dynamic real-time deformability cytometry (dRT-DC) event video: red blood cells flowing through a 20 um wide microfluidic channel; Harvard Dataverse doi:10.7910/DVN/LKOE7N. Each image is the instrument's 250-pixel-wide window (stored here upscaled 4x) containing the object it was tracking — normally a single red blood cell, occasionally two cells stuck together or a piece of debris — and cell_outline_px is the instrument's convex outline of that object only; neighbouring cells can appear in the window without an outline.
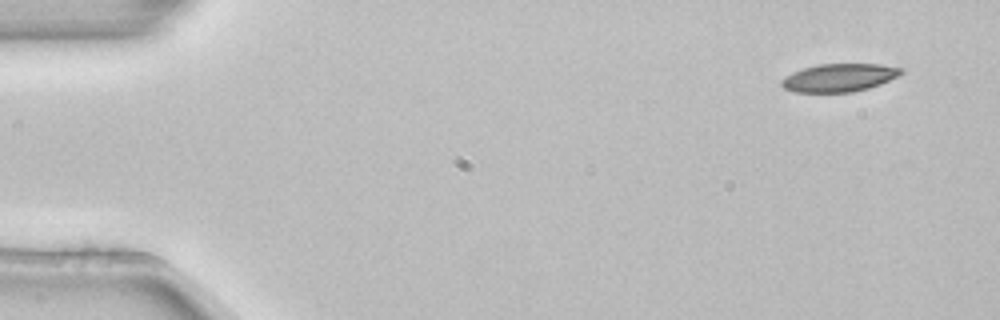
{"species": "common noctule bat (a hibernating species)", "species_latin": "Nyctalus noctula", "temperature_condition": "room temperature", "stored_images_in_passage": 4, "camera_frame_rate_fps": 3000, "um_per_image_px": 0.085, "animal": {"sex": "female", "body_mass_g": 22.7, "forearm_length_mm": 54.2}, "frame": {"image": 1, "passage_image": 1, "time_ms": 0.0, "image_size_px": [1000, 320], "cell_outline_px": [[904, 72], [900, 76], [880, 84], [868, 88], [852, 92], [792, 92], [784, 88], [780, 84], [780, 80], [784, 76], [792, 72], [804, 68], [820, 64], [880, 64], [904, 68]], "centroid_in_image_um": [71.34, 6.6], "position_along_channel_um": 13.7, "area_um2": 19.71}}
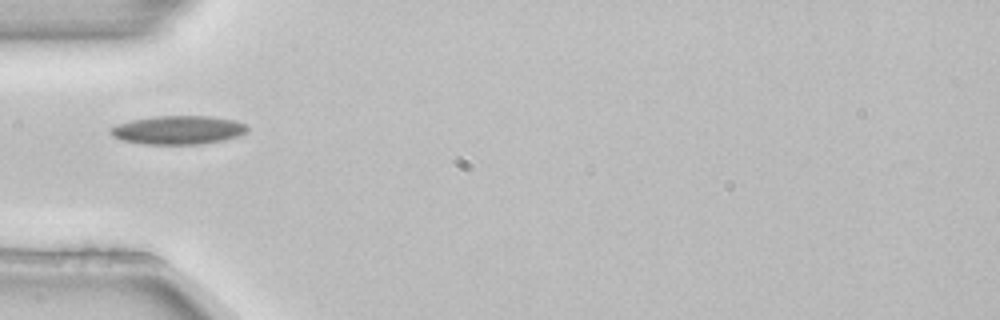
{"frame": {"image": 2, "passage_image": 4, "time_ms": 1.0, "image_size_px": [1000, 320], "cell_outline_px": [[248, 132], [224, 140], [200, 144], [144, 144], [120, 140], [112, 136], [108, 132], [108, 128], [116, 124], [132, 120], [152, 116], [208, 116], [232, 120], [244, 124], [248, 128]], "centroid_in_image_um": [15.07, 11.05], "position_along_channel_um": 69.9, "area_um2": 22.89}}